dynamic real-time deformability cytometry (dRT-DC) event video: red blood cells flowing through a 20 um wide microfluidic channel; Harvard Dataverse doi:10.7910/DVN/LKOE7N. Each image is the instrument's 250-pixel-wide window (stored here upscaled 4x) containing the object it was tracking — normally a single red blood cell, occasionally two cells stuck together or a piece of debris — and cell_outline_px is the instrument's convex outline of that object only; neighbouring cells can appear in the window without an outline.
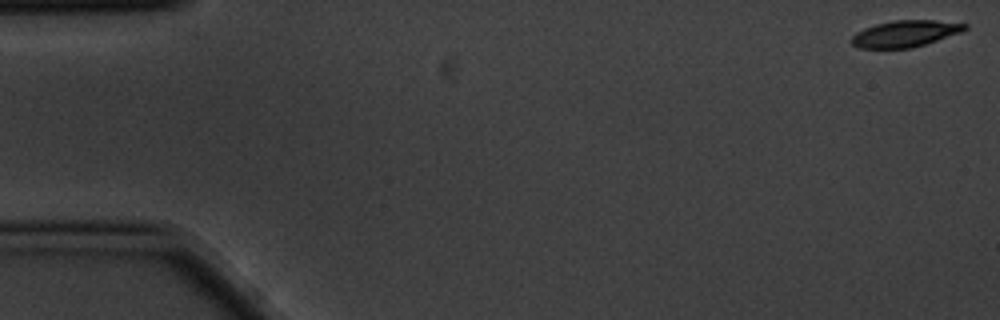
{"species": "common noctule bat (a hibernating species)", "species_latin": "Nyctalus noctula", "temperature_condition": "cold", "stored_images_in_passage": 5, "camera_frame_rate_fps": 3000, "um_per_image_px": 0.085, "animal": {"sex": "male", "body_mass_g": 20.1, "forearm_length_mm": 53.5}, "frame": {"image": 1, "passage_image": 1, "time_ms": 0.0, "image_size_px": [1000, 320], "cell_outline_px": [[968, 28], [960, 32], [912, 48], [860, 48], [852, 44], [848, 40], [856, 32], [864, 28], [876, 24], [892, 20], [936, 20], [968, 24]], "centroid_in_image_um": [76.89, 2.85], "position_along_channel_um": 8.1, "area_um2": 17.46}}
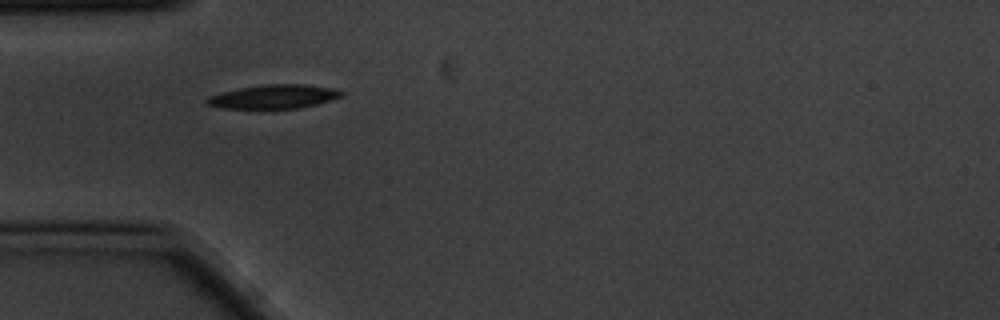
{"frame": {"image": 2, "passage_image": 5, "time_ms": 1.333, "image_size_px": [1000, 320], "cell_outline_px": [[344, 96], [316, 104], [300, 108], [220, 108], [208, 104], [204, 100], [208, 96], [240, 88], [264, 84], [304, 84], [332, 88], [344, 92]], "centroid_in_image_um": [23.29, 8.21], "position_along_channel_um": 61.7, "area_um2": 18.55}}